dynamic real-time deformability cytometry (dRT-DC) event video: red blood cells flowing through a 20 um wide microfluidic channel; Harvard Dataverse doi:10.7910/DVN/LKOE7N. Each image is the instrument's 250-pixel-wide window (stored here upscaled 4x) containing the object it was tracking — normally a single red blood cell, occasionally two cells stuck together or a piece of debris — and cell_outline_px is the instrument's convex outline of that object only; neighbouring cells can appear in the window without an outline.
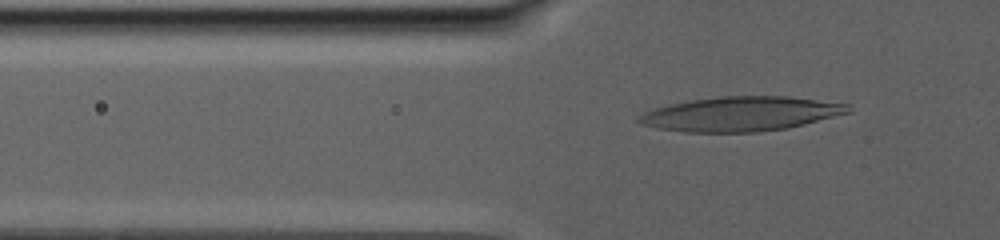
{"species": "human", "species_latin": "Homo sapiens", "temperature_condition": "warm", "stored_images_in_passage": 89, "camera_frame_rate_fps": 3000, "um_per_image_px": 0.085, "donor": {"sex": "male"}, "frame": {"image": 1, "passage_image": 32, "time_ms": 9.333, "image_size_px": [1000, 240], "cell_outline_px": [[852, 112], [788, 128], [760, 132], [684, 132], [656, 128], [640, 124], [636, 120], [636, 116], [644, 112], [668, 104], [692, 100], [720, 96], [788, 96], [852, 104]], "centroid_in_image_um": [62.99, 9.68], "position_along_channel_um": 62.8, "area_um2": 42.43}}
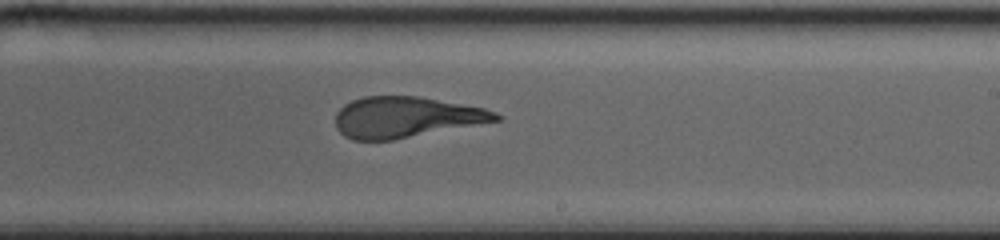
{"frame": {"image": 2, "passage_image": 55, "time_ms": 17.0, "image_size_px": [1000, 240], "cell_outline_px": [[504, 116], [500, 120], [392, 140], [352, 140], [344, 136], [336, 128], [336, 112], [344, 104], [352, 100], [364, 96], [416, 96], [484, 108], [496, 112]], "centroid_in_image_um": [34.47, 9.96], "position_along_channel_um": 254.5, "area_um2": 37.97}}
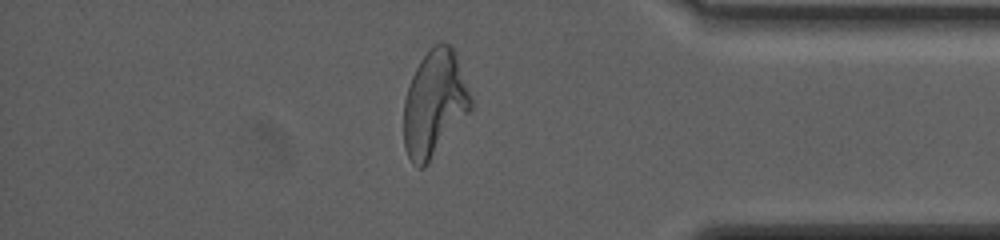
{"frame": {"image": 3, "passage_image": 74, "time_ms": 23.0, "image_size_px": [1000, 240], "cell_outline_px": [[472, 108], [428, 164], [424, 168], [420, 168], [412, 164], [404, 148], [404, 100], [412, 76], [420, 60], [428, 48], [440, 40], [448, 44], [456, 52], [472, 100]], "centroid_in_image_um": [36.92, 8.79], "position_along_channel_um": 398.3, "area_um2": 41.56}}